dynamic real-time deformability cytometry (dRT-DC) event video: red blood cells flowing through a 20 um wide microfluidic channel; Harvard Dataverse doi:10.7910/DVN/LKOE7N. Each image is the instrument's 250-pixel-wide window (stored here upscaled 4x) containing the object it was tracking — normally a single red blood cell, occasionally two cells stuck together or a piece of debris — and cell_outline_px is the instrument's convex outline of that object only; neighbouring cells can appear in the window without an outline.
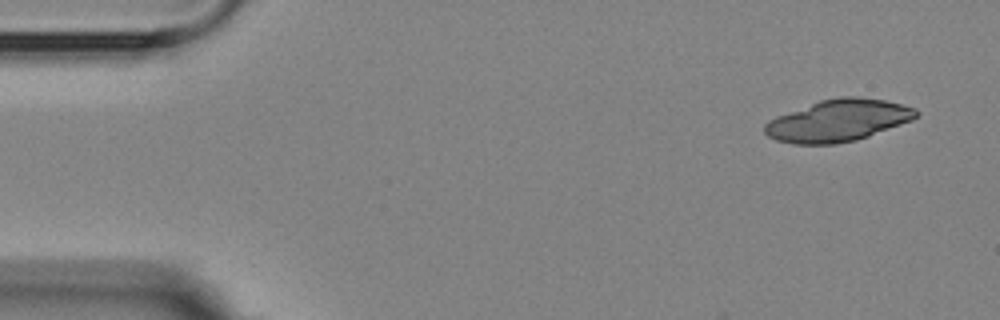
{"species": "Egyptian fruit bat (a non-hibernating species)", "species_latin": "Rousettus aegyptiacus", "temperature_condition": "room temperature", "stored_images_in_passage": 6, "camera_frame_rate_fps": 3000, "um_per_image_px": 0.085, "animal": {"sex": "female"}, "frame": {"image": 1, "passage_image": 1, "time_ms": 0.0, "image_size_px": [1000, 320], "cell_outline_px": [[920, 112], [912, 120], [868, 136], [856, 140], [836, 144], [792, 144], [776, 140], [768, 136], [764, 132], [764, 124], [768, 120], [776, 116], [820, 100], [840, 96], [856, 96], [884, 100], [916, 108]], "centroid_in_image_um": [71.22, 10.25], "position_along_channel_um": 13.8, "area_um2": 36.93}}
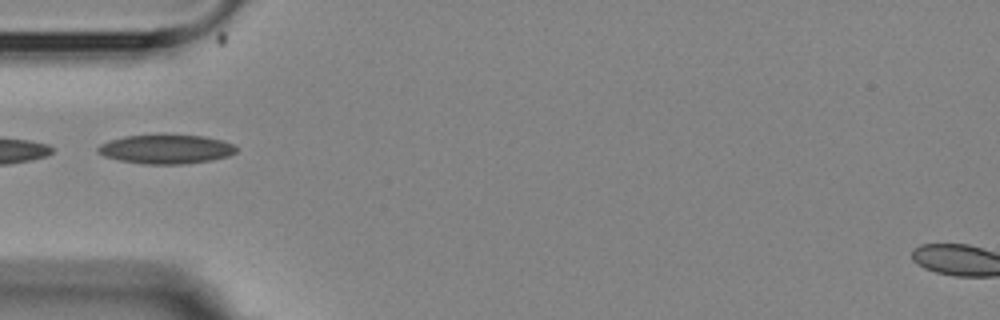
{"frame": {"image": 2, "passage_image": 5, "time_ms": 4.667, "image_size_px": [1000, 320], "cell_outline_px": [[236, 152], [228, 156], [212, 160], [184, 164], [144, 164], [120, 160], [104, 156], [96, 152], [96, 148], [100, 144], [124, 136], [156, 132], [204, 136], [236, 144]], "centroid_in_image_um": [14.1, 12.64], "position_along_channel_um": 70.9, "area_um2": 24.28}}
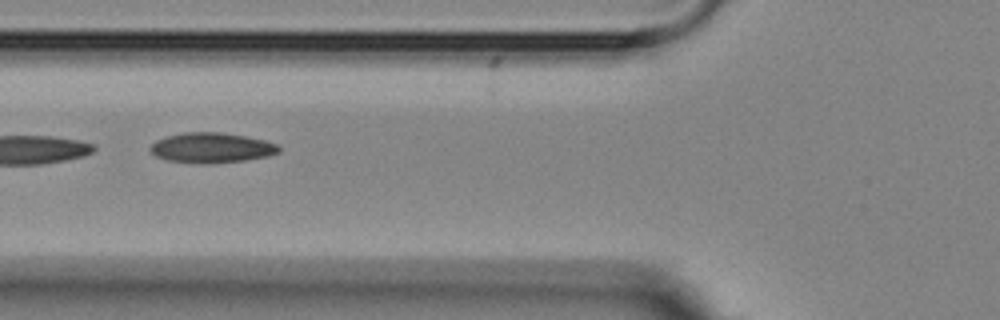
{"frame": {"image": 3, "passage_image": 6, "time_ms": 5.667, "image_size_px": [1000, 320], "cell_outline_px": [[280, 152], [268, 156], [244, 160], [212, 164], [196, 164], [164, 160], [156, 156], [148, 148], [156, 140], [168, 136], [184, 132], [220, 132], [244, 136], [264, 140], [276, 144], [280, 148]], "centroid_in_image_um": [17.95, 12.57], "position_along_channel_um": 107.8, "area_um2": 22.72}}